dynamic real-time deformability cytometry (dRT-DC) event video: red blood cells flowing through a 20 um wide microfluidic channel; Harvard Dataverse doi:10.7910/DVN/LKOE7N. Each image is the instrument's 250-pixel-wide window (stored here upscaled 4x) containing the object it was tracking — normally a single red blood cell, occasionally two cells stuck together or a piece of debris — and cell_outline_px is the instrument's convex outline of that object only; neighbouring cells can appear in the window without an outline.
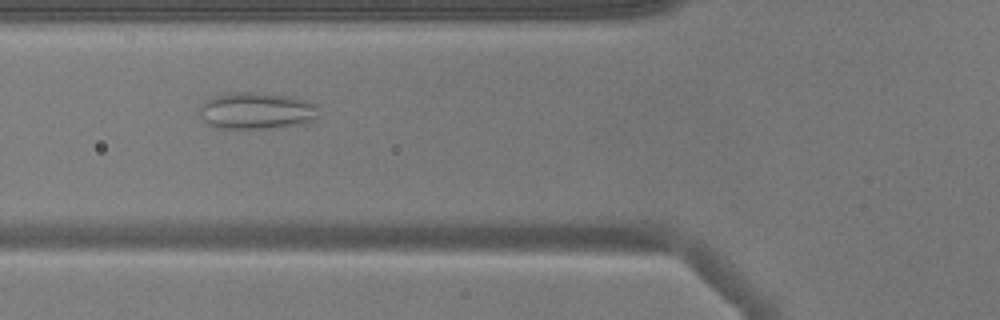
{"species": "common noctule bat (a hibernating species)", "species_latin": "Nyctalus noctula", "temperature_condition": "warm", "stored_images_in_passage": 48, "camera_frame_rate_fps": 3000, "um_per_image_px": 0.085, "animal": {"sex": "male", "body_mass_g": 17.9}, "frame": {"image": 1, "passage_image": 15, "time_ms": 4.667, "image_size_px": [1000, 320], "cell_outline_px": [[316, 116], [312, 120], [300, 124], [268, 128], [216, 128], [208, 124], [200, 116], [200, 104], [216, 96], [236, 92], [264, 92], [296, 96], [312, 100], [316, 104]], "centroid_in_image_um": [21.83, 9.39], "position_along_channel_um": 104.0, "area_um2": 25.66}}
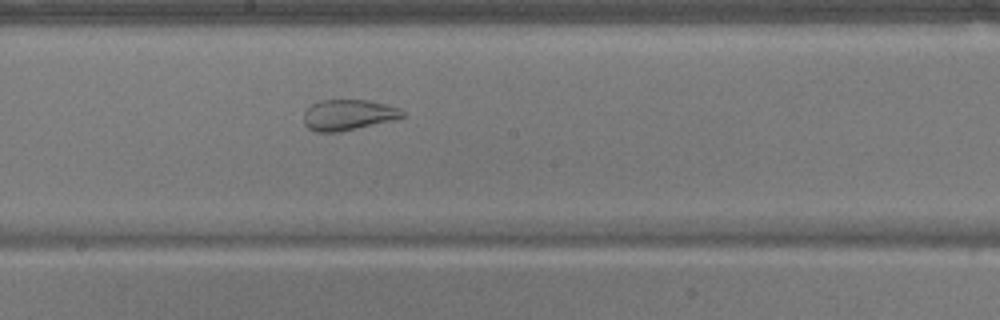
{"frame": {"image": 2, "passage_image": 24, "time_ms": 7.667, "image_size_px": [1000, 320], "cell_outline_px": [[404, 116], [396, 120], [340, 132], [316, 132], [308, 128], [304, 124], [304, 112], [312, 104], [320, 100], [368, 100], [384, 104], [396, 108], [404, 112]], "centroid_in_image_um": [29.58, 9.78], "position_along_channel_um": 218.6, "area_um2": 17.69}}
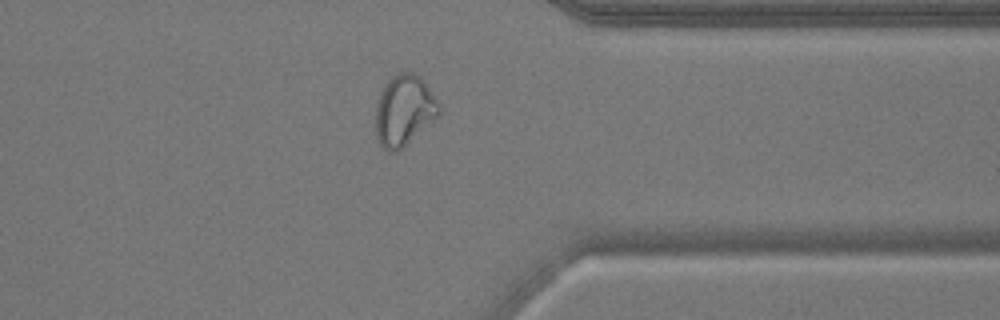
{"frame": {"image": 3, "passage_image": 37, "time_ms": 12.0, "image_size_px": [1000, 320], "cell_outline_px": [[440, 116], [396, 152], [388, 152], [380, 144], [376, 136], [376, 100], [380, 92], [388, 80], [392, 76], [400, 72], [412, 72], [420, 76], [424, 80], [440, 104]], "centroid_in_image_um": [34.36, 9.37], "position_along_channel_um": 377.0, "area_um2": 26.3}, "authors_computed_cell_mechanics": {"area_um2": 26.1834, "velocity_mm_per_s": 3.8181, "shape_relaxation_time_tau1_ms": null, "shape_relaxation_time_tau2_ms": 1.0287, "deformation_change_tau1": null, "deformation_change_tau2": 0.0864}}